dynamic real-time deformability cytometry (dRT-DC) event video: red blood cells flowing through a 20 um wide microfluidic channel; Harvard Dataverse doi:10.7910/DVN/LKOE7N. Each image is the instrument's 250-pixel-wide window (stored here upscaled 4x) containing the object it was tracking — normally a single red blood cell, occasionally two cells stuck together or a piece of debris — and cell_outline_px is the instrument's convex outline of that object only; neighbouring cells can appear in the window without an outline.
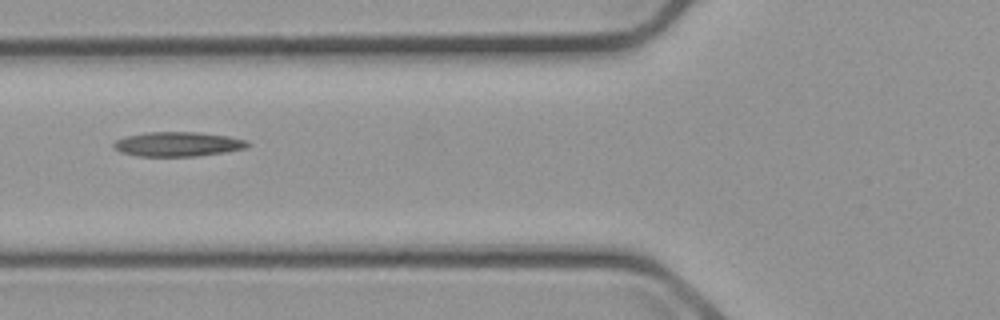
{"species": "common noctule bat (a hibernating species)", "species_latin": "Nyctalus noctula", "temperature_condition": "cold", "stored_images_in_passage": 8, "camera_frame_rate_fps": 3000, "um_per_image_px": 0.085, "animal": {"sex": "male", "body_mass_g": 23.1, "forearm_length_mm": 52.7}, "frame": {"image": 1, "passage_image": 6, "time_ms": 6.667, "image_size_px": [1000, 320], "cell_outline_px": [[252, 144], [248, 148], [224, 152], [196, 156], [136, 156], [120, 152], [112, 144], [116, 140], [124, 136], [148, 132], [196, 132], [228, 136], [248, 140]], "centroid_in_image_um": [15.15, 12.25], "position_along_channel_um": 110.7, "area_um2": 19.25}}
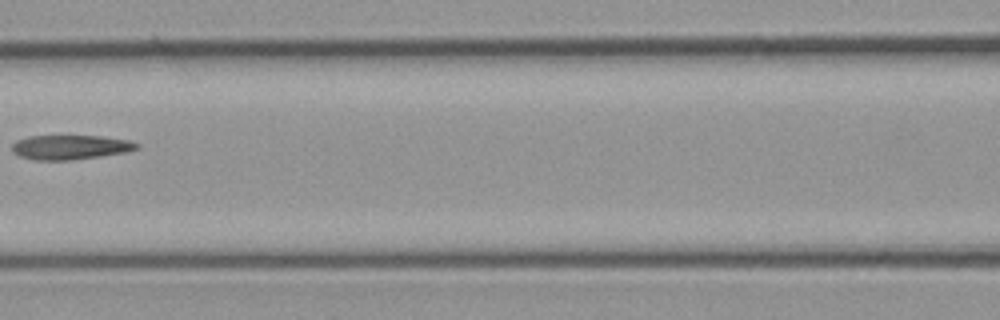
{"frame": {"image": 2, "passage_image": 7, "time_ms": 8.0, "image_size_px": [1000, 320], "cell_outline_px": [[140, 148], [124, 152], [100, 156], [68, 160], [36, 160], [20, 156], [12, 152], [12, 144], [16, 140], [28, 136], [100, 136], [128, 140], [140, 144]], "centroid_in_image_um": [5.96, 12.51], "position_along_channel_um": 160.6, "area_um2": 17.69}}
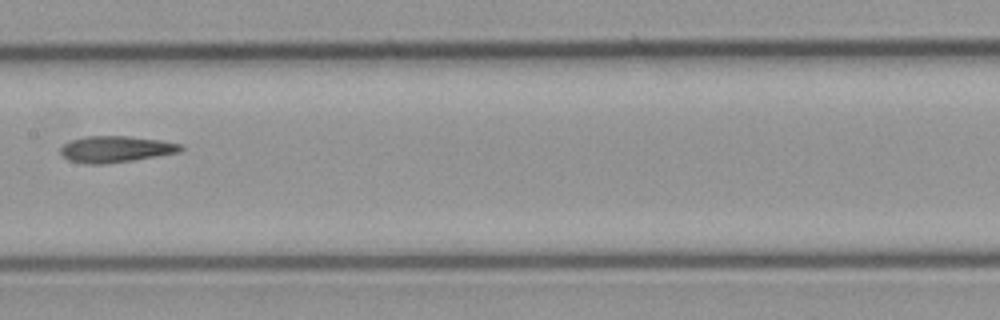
{"frame": {"image": 3, "passage_image": 8, "time_ms": 9.0, "image_size_px": [1000, 320], "cell_outline_px": [[184, 148], [180, 152], [132, 160], [104, 164], [88, 164], [68, 160], [60, 152], [60, 148], [64, 144], [72, 140], [84, 136], [128, 136], [160, 140], [180, 144]], "centroid_in_image_um": [9.82, 12.67], "position_along_channel_um": 197.6, "area_um2": 18.32}}